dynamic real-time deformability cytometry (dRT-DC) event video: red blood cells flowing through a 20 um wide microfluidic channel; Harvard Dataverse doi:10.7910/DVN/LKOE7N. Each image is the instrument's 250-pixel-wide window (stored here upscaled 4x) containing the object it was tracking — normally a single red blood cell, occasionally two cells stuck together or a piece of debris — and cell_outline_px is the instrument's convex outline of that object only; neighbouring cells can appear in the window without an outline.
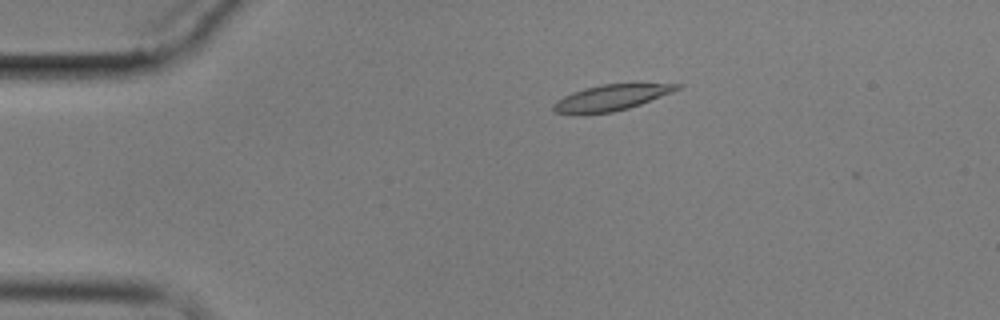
{"species": "common noctule bat (a hibernating species)", "species_latin": "Nyctalus noctula", "temperature_condition": "cold", "stored_images_in_passage": 6, "camera_frame_rate_fps": 3000, "um_per_image_px": 0.085, "animal": {"sex": "male", "body_mass_g": 17.9}, "frame": {"image": 1, "passage_image": 4, "time_ms": 3.667, "image_size_px": [1000, 320], "cell_outline_px": [[684, 84], [680, 88], [672, 92], [640, 104], [628, 108], [612, 112], [580, 116], [552, 112], [552, 104], [556, 100], [572, 92], [584, 88], [604, 84]], "centroid_in_image_um": [51.83, 8.34], "position_along_channel_um": 33.2, "area_um2": 18.84}}